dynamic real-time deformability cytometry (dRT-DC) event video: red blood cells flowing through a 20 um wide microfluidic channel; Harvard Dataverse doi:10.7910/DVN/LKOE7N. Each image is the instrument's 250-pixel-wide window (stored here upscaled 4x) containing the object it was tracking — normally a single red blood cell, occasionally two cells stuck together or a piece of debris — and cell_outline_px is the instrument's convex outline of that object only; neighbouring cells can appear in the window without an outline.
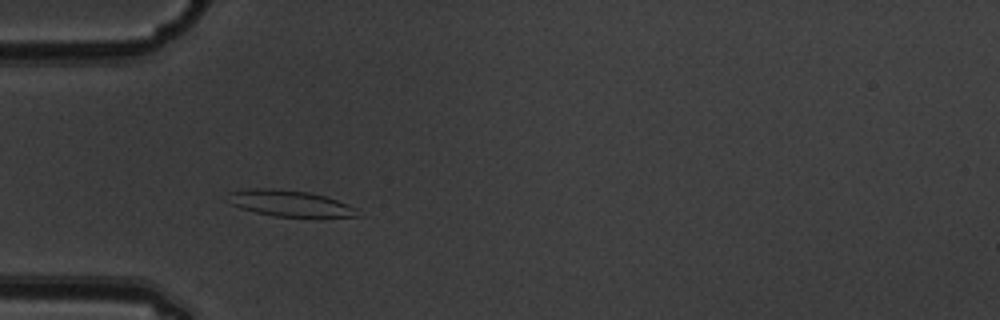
{"species": "common noctule bat (a hibernating species)", "species_latin": "Nyctalus noctula", "temperature_condition": "warm", "stored_images_in_passage": 13, "camera_frame_rate_fps": 3000, "um_per_image_px": 0.085, "animal": {"sex": "male", "body_mass_g": 19.5, "forearm_length_mm": 54.6}, "frame": {"image": 1, "passage_image": 3, "time_ms": 0.667, "image_size_px": [1000, 320], "cell_outline_px": [[360, 216], [276, 216], [256, 212], [240, 208], [232, 204], [228, 192], [252, 188], [272, 188], [308, 192], [328, 196], [348, 204], [356, 208]], "centroid_in_image_um": [24.65, 17.26], "position_along_channel_um": 60.3, "area_um2": 19.42}}
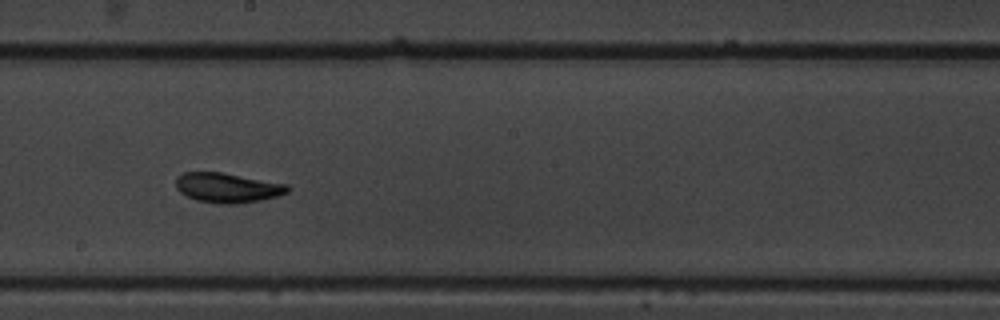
{"frame": {"image": 2, "passage_image": 7, "time_ms": 2.0, "image_size_px": [1000, 320], "cell_outline_px": [[292, 188], [288, 192], [276, 196], [260, 200], [236, 204], [220, 204], [196, 200], [180, 192], [176, 188], [176, 176], [184, 172], [220, 172], [288, 184]], "centroid_in_image_um": [19.33, 15.95], "position_along_channel_um": 228.9, "area_um2": 19.36}}
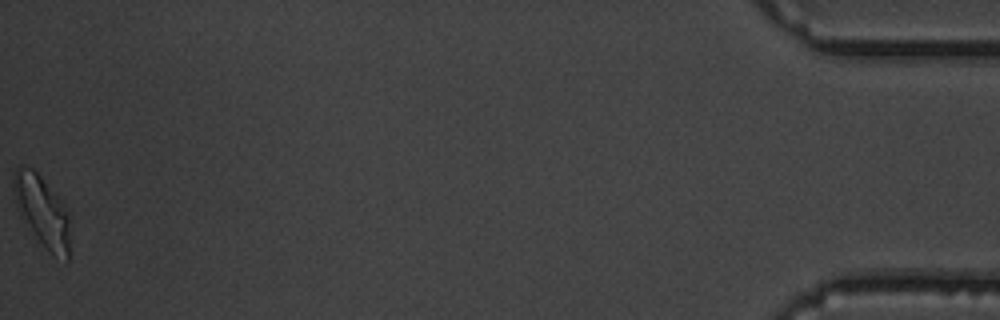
{"frame": {"image": 3, "passage_image": 13, "time_ms": 4.0, "image_size_px": [1000, 320], "cell_outline_px": [[68, 260], [52, 256], [44, 248], [20, 216], [16, 208], [12, 188], [12, 176], [16, 168], [20, 164], [24, 164], [32, 168], [40, 176], [64, 204], [68, 212]], "centroid_in_image_um": [3.52, 17.92], "position_along_channel_um": 431.7, "area_um2": 23.47}}